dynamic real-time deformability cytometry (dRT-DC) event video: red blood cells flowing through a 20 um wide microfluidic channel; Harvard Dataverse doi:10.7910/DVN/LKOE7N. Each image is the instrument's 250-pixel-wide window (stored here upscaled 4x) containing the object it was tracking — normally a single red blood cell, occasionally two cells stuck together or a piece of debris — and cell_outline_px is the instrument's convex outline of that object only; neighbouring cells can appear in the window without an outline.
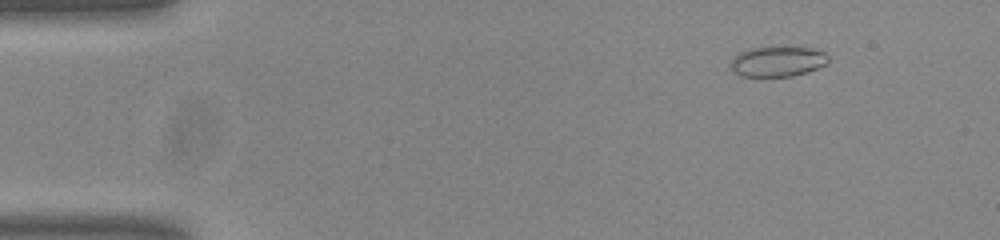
{"species": "common noctule bat (a hibernating species)", "species_latin": "Nyctalus noctula", "temperature_condition": "room temperature", "stored_images_in_passage": 49, "camera_frame_rate_fps": 3000, "um_per_image_px": 0.085, "animal": {"sex": "male", "body_mass_g": 20.0, "forearm_length_mm": 53.3}, "frame": {"image": 1, "passage_image": 1, "time_ms": 0.0, "image_size_px": [1000, 240], "cell_outline_px": [[828, 64], [792, 76], [740, 76], [732, 72], [732, 60], [740, 52], [748, 48], [784, 44], [788, 44], [812, 48], [824, 52], [828, 56]], "centroid_in_image_um": [66.11, 5.16], "position_along_channel_um": 18.9, "area_um2": 17.8}}
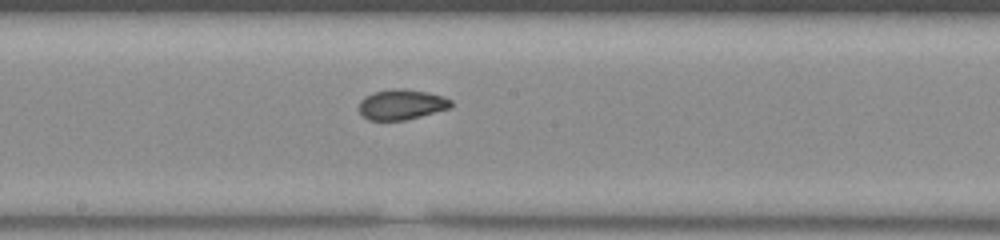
{"frame": {"image": 2, "passage_image": 24, "time_ms": 7.667, "image_size_px": [1000, 240], "cell_outline_px": [[452, 104], [448, 108], [420, 116], [404, 120], [368, 120], [360, 112], [360, 100], [364, 96], [372, 92], [396, 88], [400, 88], [428, 92], [444, 96], [452, 100]], "centroid_in_image_um": [34.12, 8.87], "position_along_channel_um": 214.1, "area_um2": 16.13}}
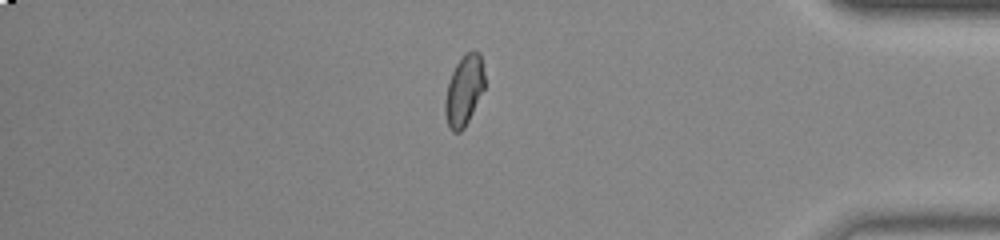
{"frame": {"image": 3, "passage_image": 41, "time_ms": 13.333, "image_size_px": [1000, 240], "cell_outline_px": [[484, 88], [464, 128], [460, 132], [452, 132], [448, 128], [444, 112], [444, 104], [448, 84], [452, 72], [456, 64], [464, 52], [472, 48], [480, 52], [484, 72]], "centroid_in_image_um": [39.43, 7.65], "position_along_channel_um": 395.8, "area_um2": 16.36}, "authors_computed_cell_mechanics": {"area_um2": 16.4152, "velocity_mm_per_s": 3.7633, "shape_relaxation_time_tau1_ms": null, "shape_relaxation_time_tau2_ms": 1.2476, "deformation_change_tau1": null, "deformation_change_tau2": 0.0606}}